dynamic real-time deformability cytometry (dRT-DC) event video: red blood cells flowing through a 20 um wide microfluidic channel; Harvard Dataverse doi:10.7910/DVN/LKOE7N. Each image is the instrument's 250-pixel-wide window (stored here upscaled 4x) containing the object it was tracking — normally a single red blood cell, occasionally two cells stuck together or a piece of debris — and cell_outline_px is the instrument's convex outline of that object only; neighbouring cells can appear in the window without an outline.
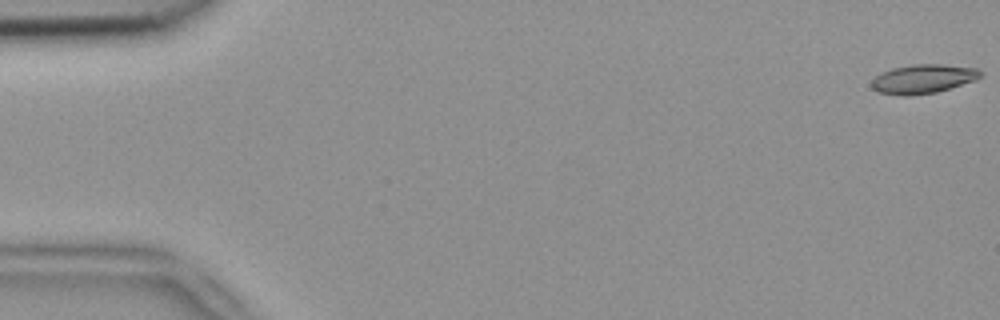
{"species": "common noctule bat (a hibernating species)", "species_latin": "Nyctalus noctula", "temperature_condition": "room temperature", "stored_images_in_passage": 5, "camera_frame_rate_fps": 3000, "um_per_image_px": 0.085, "animal": {"sex": "female", "body_mass_g": 18.4}, "frame": {"image": 1, "passage_image": 1, "time_ms": 0.0, "image_size_px": [1000, 320], "cell_outline_px": [[984, 72], [976, 80], [936, 92], [908, 96], [904, 96], [880, 92], [872, 88], [872, 80], [876, 76], [892, 68], [912, 64], [944, 64], [976, 68]], "centroid_in_image_um": [78.49, 6.7], "position_along_channel_um": 6.5, "area_um2": 18.32}}
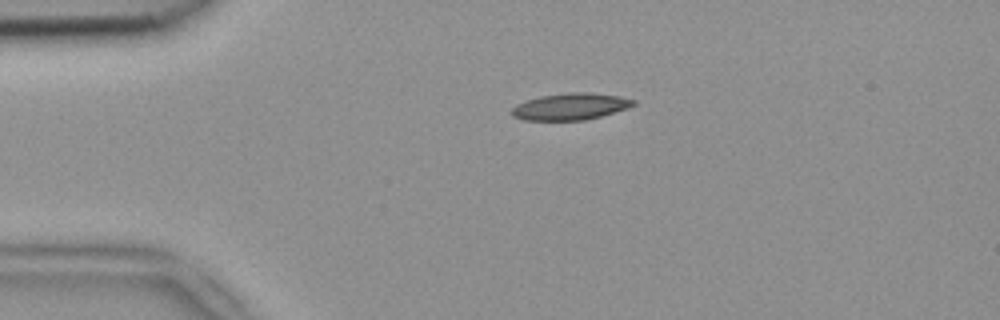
{"frame": {"image": 2, "passage_image": 4, "time_ms": 1.0, "image_size_px": [1000, 320], "cell_outline_px": [[636, 104], [628, 108], [600, 116], [584, 120], [524, 120], [512, 116], [508, 112], [516, 104], [524, 100], [540, 96], [568, 92], [588, 92], [620, 96], [636, 100]], "centroid_in_image_um": [48.45, 9.05], "position_along_channel_um": 36.6, "area_um2": 19.13}}